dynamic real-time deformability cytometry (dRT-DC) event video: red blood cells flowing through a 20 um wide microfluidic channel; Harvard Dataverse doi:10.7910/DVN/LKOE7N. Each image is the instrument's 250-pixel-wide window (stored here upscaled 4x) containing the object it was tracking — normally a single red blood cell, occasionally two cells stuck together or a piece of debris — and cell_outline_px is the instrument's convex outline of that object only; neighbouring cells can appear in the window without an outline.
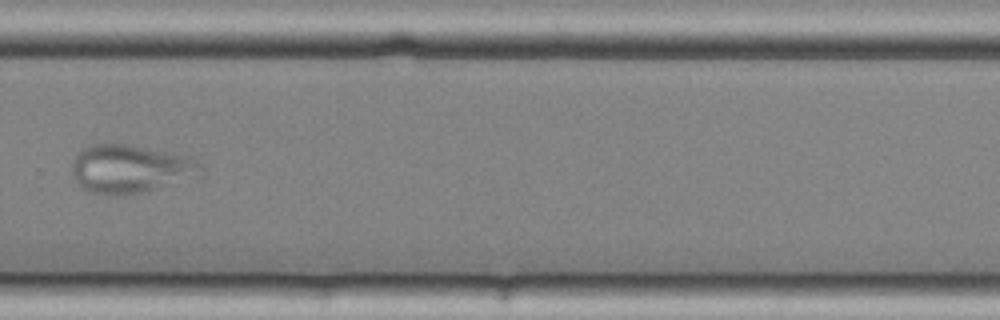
{"species": "common noctule bat (a hibernating species)", "species_latin": "Nyctalus noctula", "temperature_condition": "cold", "stored_images_in_passage": 15, "camera_frame_rate_fps": 3000, "um_per_image_px": 0.085, "animal": {"sex": "female", "body_mass_g": 25.1}, "frame": {"image": 1, "passage_image": 11, "time_ms": 3.333, "image_size_px": [1000, 320], "cell_outline_px": [[204, 172], [200, 176], [140, 192], [88, 192], [72, 176], [72, 160], [84, 148], [92, 144], [124, 144], [192, 156], [204, 164]], "centroid_in_image_um": [11.16, 14.3], "position_along_channel_um": 318.6, "area_um2": 35.55}}